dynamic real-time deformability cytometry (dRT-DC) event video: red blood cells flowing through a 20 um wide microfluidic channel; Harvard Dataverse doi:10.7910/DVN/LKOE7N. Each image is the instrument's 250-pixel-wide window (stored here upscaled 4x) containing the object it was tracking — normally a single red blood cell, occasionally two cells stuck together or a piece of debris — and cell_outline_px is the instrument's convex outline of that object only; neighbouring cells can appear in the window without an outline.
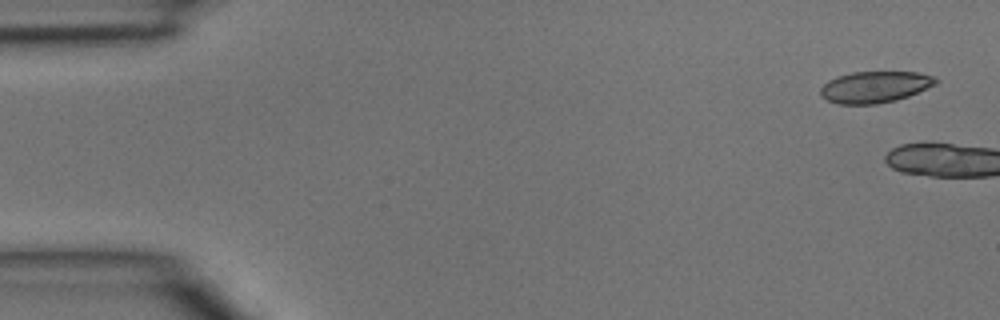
{"species": "common noctule bat (a hibernating species)", "species_latin": "Nyctalus noctula", "temperature_condition": "room temperature", "stored_images_in_passage": 3, "camera_frame_rate_fps": 3000, "um_per_image_px": 0.085, "animal": {"sex": "male", "body_mass_g": 15.6}, "frame": {"image": 1, "passage_image": 1, "time_ms": 0.0, "image_size_px": [1000, 320], "cell_outline_px": [[940, 80], [936, 84], [908, 96], [896, 100], [876, 104], [840, 104], [828, 100], [820, 96], [820, 88], [828, 80], [836, 76], [852, 72], [916, 72], [936, 76]], "centroid_in_image_um": [74.37, 7.38], "position_along_channel_um": 10.6, "area_um2": 21.21}}